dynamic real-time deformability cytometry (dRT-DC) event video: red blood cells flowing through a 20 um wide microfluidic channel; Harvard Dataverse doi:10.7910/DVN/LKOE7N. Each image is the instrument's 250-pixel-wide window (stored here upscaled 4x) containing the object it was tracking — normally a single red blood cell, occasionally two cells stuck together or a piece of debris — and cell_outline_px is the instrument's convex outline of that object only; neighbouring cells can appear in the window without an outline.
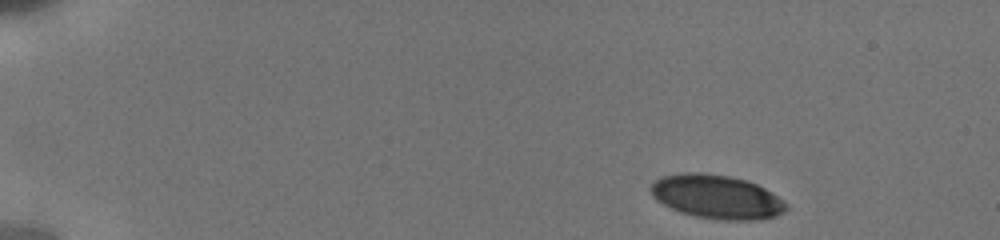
{"species": "human", "species_latin": "Homo sapiens", "temperature_condition": "cold", "stored_images_in_passage": 25, "camera_frame_rate_fps": 3000, "um_per_image_px": 0.085, "donor": {"sex": "male"}, "frame": {"image": 1, "passage_image": 1, "time_ms": 0.0, "image_size_px": [1000, 240], "cell_outline_px": [[788, 208], [784, 212], [776, 216], [760, 220], [724, 220], [696, 216], [680, 212], [656, 200], [652, 196], [648, 188], [660, 176], [680, 172], [700, 172], [728, 176], [744, 180], [756, 184], [764, 188], [788, 204]], "centroid_in_image_um": [60.89, 16.72], "position_along_channel_um": 24.1, "area_um2": 34.62}}
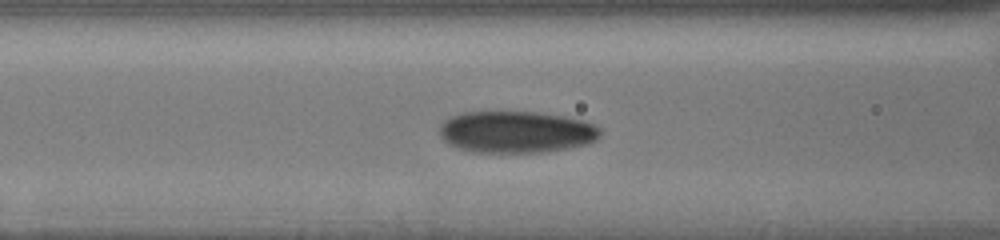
{"frame": {"image": 2, "passage_image": 15, "time_ms": 5.667, "image_size_px": [1000, 240], "cell_outline_px": [[600, 136], [596, 140], [588, 144], [568, 148], [544, 152], [472, 152], [448, 144], [440, 136], [440, 124], [444, 120], [452, 116], [464, 112], [536, 112], [564, 116], [584, 120], [600, 128]], "centroid_in_image_um": [43.89, 11.22], "position_along_channel_um": 122.7, "area_um2": 39.19}}
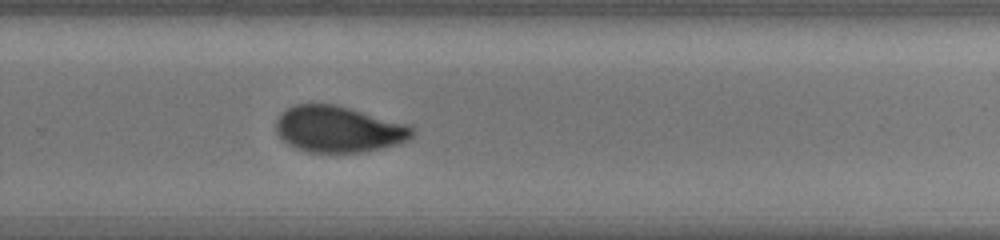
{"frame": {"image": 3, "passage_image": 25, "time_ms": 10.333, "image_size_px": [1000, 240], "cell_outline_px": [[416, 132], [408, 140], [400, 144], [364, 152], [308, 152], [296, 148], [288, 144], [276, 132], [276, 120], [280, 112], [296, 104], [336, 104], [408, 124], [416, 128]], "centroid_in_image_um": [28.81, 10.98], "position_along_channel_um": 301.0, "area_um2": 36.99}}